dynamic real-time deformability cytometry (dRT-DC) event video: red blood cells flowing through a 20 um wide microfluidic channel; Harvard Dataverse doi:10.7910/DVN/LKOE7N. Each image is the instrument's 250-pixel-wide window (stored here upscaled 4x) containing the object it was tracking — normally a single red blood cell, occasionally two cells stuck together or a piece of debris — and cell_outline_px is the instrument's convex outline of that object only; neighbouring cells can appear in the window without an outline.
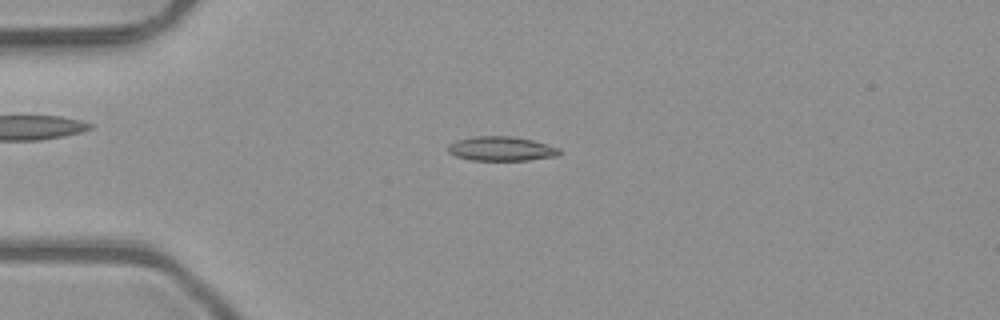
{"species": "common noctule bat (a hibernating species)", "species_latin": "Nyctalus noctula", "temperature_condition": "room temperature", "stored_images_in_passage": 4, "camera_frame_rate_fps": 3000, "um_per_image_px": 0.085, "animal": {"sex": "male", "body_mass_g": 23.1, "forearm_length_mm": 52.7}, "frame": {"image": 1, "passage_image": 3, "time_ms": 0.667, "image_size_px": [1000, 320], "cell_outline_px": [[560, 156], [528, 160], [472, 160], [456, 156], [448, 152], [448, 144], [456, 140], [472, 136], [512, 136], [532, 140], [548, 144], [560, 148]], "centroid_in_image_um": [42.63, 12.64], "position_along_channel_um": 42.4, "area_um2": 15.95}}